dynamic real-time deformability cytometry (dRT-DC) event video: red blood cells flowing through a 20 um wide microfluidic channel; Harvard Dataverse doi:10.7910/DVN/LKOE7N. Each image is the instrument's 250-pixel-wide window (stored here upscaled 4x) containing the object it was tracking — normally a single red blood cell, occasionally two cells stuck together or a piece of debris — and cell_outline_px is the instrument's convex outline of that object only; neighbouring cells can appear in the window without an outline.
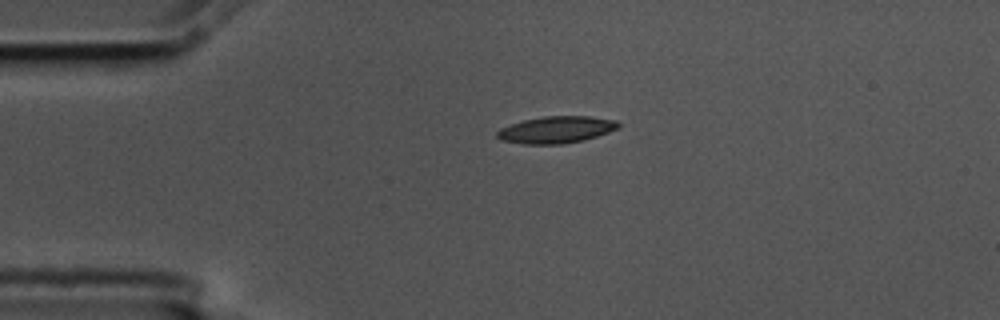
{"species": "common noctule bat (a hibernating species)", "species_latin": "Nyctalus noctula", "temperature_condition": "cold", "stored_images_in_passage": 2, "camera_frame_rate_fps": 3000, "um_per_image_px": 0.085, "animal": {"sex": "male", "body_mass_g": 17.5, "forearm_length_mm": 52.3}, "frame": {"image": 1, "passage_image": 1, "time_ms": 0.0, "image_size_px": [1000, 320], "cell_outline_px": [[620, 128], [584, 140], [560, 144], [524, 144], [500, 140], [496, 136], [496, 132], [500, 128], [524, 120], [544, 116], [588, 116], [616, 120], [620, 124]], "centroid_in_image_um": [47.28, 11.02], "position_along_channel_um": 37.7, "area_um2": 18.96}}